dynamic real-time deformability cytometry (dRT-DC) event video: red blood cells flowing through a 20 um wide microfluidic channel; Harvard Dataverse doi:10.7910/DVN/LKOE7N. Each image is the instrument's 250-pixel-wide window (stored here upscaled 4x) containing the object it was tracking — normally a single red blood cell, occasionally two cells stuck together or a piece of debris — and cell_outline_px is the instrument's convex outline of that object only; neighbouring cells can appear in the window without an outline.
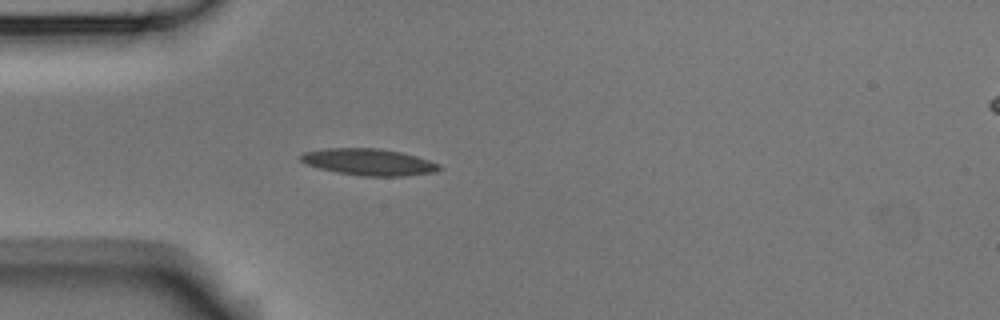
{"species": "Egyptian fruit bat (a non-hibernating species)", "species_latin": "Rousettus aegyptiacus", "temperature_condition": "room temperature", "stored_images_in_passage": 2, "segment_of_instrument_passage": [1, 2], "camera_frame_rate_fps": 3000, "um_per_image_px": 0.085, "animal": {"sex": "male"}, "frame": {"image": 1, "passage_image": 1, "time_ms": 0.0, "image_size_px": [1000, 320], "cell_outline_px": [[444, 168], [436, 172], [404, 176], [360, 176], [336, 172], [320, 168], [308, 164], [300, 160], [300, 156], [304, 152], [324, 148], [380, 148], [400, 152], [416, 156], [440, 164]], "centroid_in_image_um": [31.39, 13.77], "position_along_channel_um": 53.6, "area_um2": 21.56}}